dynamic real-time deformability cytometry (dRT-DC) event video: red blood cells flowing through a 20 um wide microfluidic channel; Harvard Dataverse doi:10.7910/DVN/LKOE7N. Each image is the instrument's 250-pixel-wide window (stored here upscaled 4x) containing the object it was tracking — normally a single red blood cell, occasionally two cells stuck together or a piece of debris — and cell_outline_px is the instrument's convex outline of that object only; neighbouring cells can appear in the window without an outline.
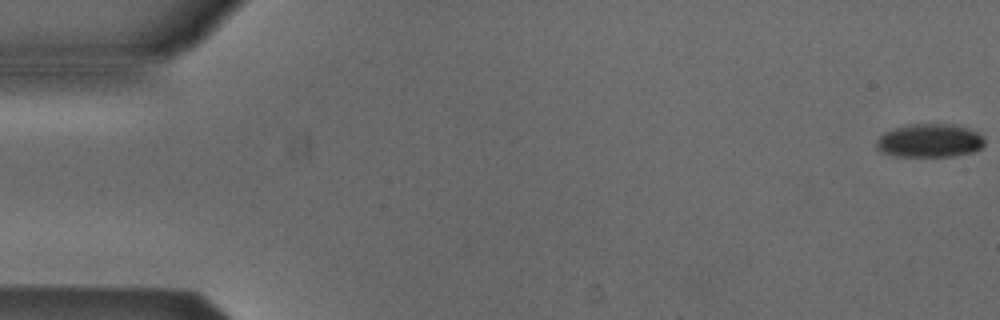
{"species": "Egyptian fruit bat (a non-hibernating species)", "species_latin": "Rousettus aegyptiacus", "temperature_condition": "cold", "stored_images_in_passage": 9, "camera_frame_rate_fps": 3000, "um_per_image_px": 0.085, "animal": {"sex": "male"}, "frame": {"image": 1, "passage_image": 1, "time_ms": 0.0, "image_size_px": [1000, 320], "cell_outline_px": [[984, 144], [980, 148], [972, 152], [952, 156], [896, 156], [880, 152], [876, 148], [876, 140], [884, 132], [908, 124], [960, 124], [984, 136]], "centroid_in_image_um": [79.02, 11.94], "position_along_channel_um": 6.0, "area_um2": 21.21}}